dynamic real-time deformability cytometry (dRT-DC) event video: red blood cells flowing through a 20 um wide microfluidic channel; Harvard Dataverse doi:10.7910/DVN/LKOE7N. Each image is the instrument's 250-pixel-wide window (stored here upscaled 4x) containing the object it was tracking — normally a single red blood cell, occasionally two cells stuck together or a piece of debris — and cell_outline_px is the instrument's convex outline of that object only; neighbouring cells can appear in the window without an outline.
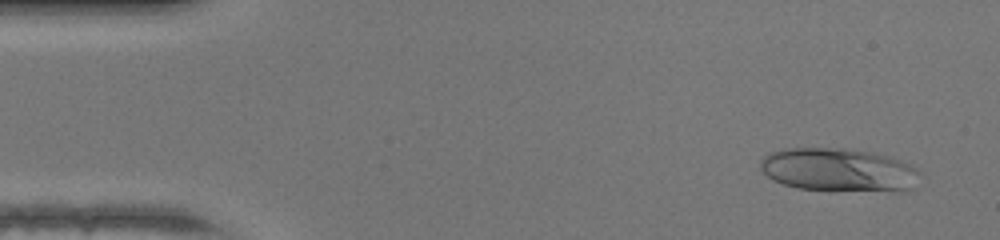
{"species": "human", "species_latin": "Homo sapiens", "temperature_condition": "warm", "stored_images_in_passage": 47, "camera_frame_rate_fps": 3000, "um_per_image_px": 0.085, "donor": {"sex": "female"}, "frame": {"image": 1, "passage_image": 3, "time_ms": 0.667, "image_size_px": [1000, 240], "cell_outline_px": [[920, 172], [912, 188], [904, 192], [896, 192], [796, 188], [772, 180], [760, 168], [760, 160], [768, 152], [784, 148], [844, 148], [872, 152], [892, 156], [916, 168]], "centroid_in_image_um": [71.29, 14.44], "position_along_channel_um": 13.7, "area_um2": 40.63}}
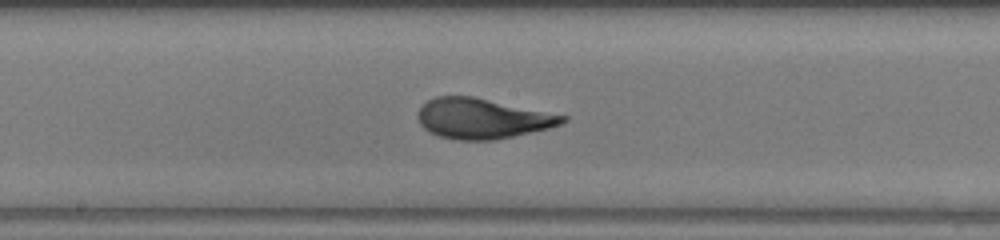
{"frame": {"image": 2, "passage_image": 24, "time_ms": 7.667, "image_size_px": [1000, 240], "cell_outline_px": [[568, 120], [560, 124], [548, 128], [496, 140], [456, 140], [440, 136], [428, 132], [420, 124], [416, 116], [416, 112], [428, 100], [436, 96], [472, 96], [568, 116]], "centroid_in_image_um": [40.96, 10.08], "position_along_channel_um": 207.2, "area_um2": 33.87}}
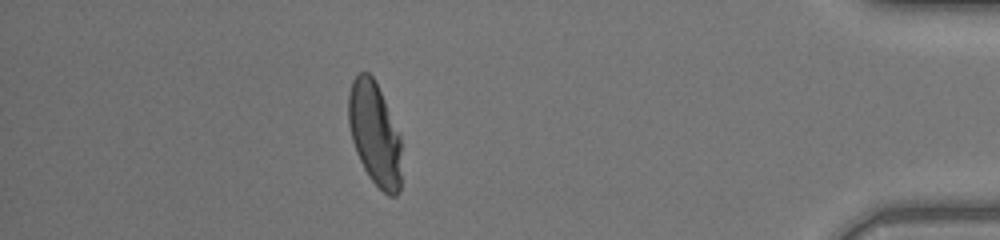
{"frame": {"image": 3, "passage_image": 41, "time_ms": 13.333, "image_size_px": [1000, 240], "cell_outline_px": [[400, 192], [396, 196], [388, 196], [368, 176], [356, 152], [352, 140], [348, 124], [348, 92], [352, 80], [360, 72], [368, 72], [372, 76], [384, 100], [400, 136]], "centroid_in_image_um": [31.82, 11.38], "position_along_channel_um": 403.4, "area_um2": 31.62}, "authors_computed_cell_mechanics": {"area_um2": 33.4084, "velocity_mm_per_s": 4.3576, "shape_relaxation_time_tau1_ms": 4.677, "shape_relaxation_time_tau2_ms": null, "deformation_change_tau1": 0.2578, "deformation_change_tau2": null}}